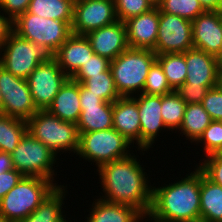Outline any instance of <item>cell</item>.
<instances>
[{
	"instance_id": "obj_24",
	"label": "cell",
	"mask_w": 222,
	"mask_h": 222,
	"mask_svg": "<svg viewBox=\"0 0 222 222\" xmlns=\"http://www.w3.org/2000/svg\"><path fill=\"white\" fill-rule=\"evenodd\" d=\"M64 187V185L57 186L29 216L20 222H68L62 210L67 193Z\"/></svg>"
},
{
	"instance_id": "obj_32",
	"label": "cell",
	"mask_w": 222,
	"mask_h": 222,
	"mask_svg": "<svg viewBox=\"0 0 222 222\" xmlns=\"http://www.w3.org/2000/svg\"><path fill=\"white\" fill-rule=\"evenodd\" d=\"M157 6L161 12L177 15L191 22L205 12L198 0H160Z\"/></svg>"
},
{
	"instance_id": "obj_23",
	"label": "cell",
	"mask_w": 222,
	"mask_h": 222,
	"mask_svg": "<svg viewBox=\"0 0 222 222\" xmlns=\"http://www.w3.org/2000/svg\"><path fill=\"white\" fill-rule=\"evenodd\" d=\"M200 222H222V186L200 170Z\"/></svg>"
},
{
	"instance_id": "obj_4",
	"label": "cell",
	"mask_w": 222,
	"mask_h": 222,
	"mask_svg": "<svg viewBox=\"0 0 222 222\" xmlns=\"http://www.w3.org/2000/svg\"><path fill=\"white\" fill-rule=\"evenodd\" d=\"M57 186L51 180L38 176H24L0 200V214L11 222H20L29 216Z\"/></svg>"
},
{
	"instance_id": "obj_25",
	"label": "cell",
	"mask_w": 222,
	"mask_h": 222,
	"mask_svg": "<svg viewBox=\"0 0 222 222\" xmlns=\"http://www.w3.org/2000/svg\"><path fill=\"white\" fill-rule=\"evenodd\" d=\"M80 107L81 115L77 123L79 133L113 128V103Z\"/></svg>"
},
{
	"instance_id": "obj_50",
	"label": "cell",
	"mask_w": 222,
	"mask_h": 222,
	"mask_svg": "<svg viewBox=\"0 0 222 222\" xmlns=\"http://www.w3.org/2000/svg\"><path fill=\"white\" fill-rule=\"evenodd\" d=\"M151 1L155 6H157L160 2V0H149Z\"/></svg>"
},
{
	"instance_id": "obj_2",
	"label": "cell",
	"mask_w": 222,
	"mask_h": 222,
	"mask_svg": "<svg viewBox=\"0 0 222 222\" xmlns=\"http://www.w3.org/2000/svg\"><path fill=\"white\" fill-rule=\"evenodd\" d=\"M182 180L152 187V205L146 218L154 222H200V169Z\"/></svg>"
},
{
	"instance_id": "obj_26",
	"label": "cell",
	"mask_w": 222,
	"mask_h": 222,
	"mask_svg": "<svg viewBox=\"0 0 222 222\" xmlns=\"http://www.w3.org/2000/svg\"><path fill=\"white\" fill-rule=\"evenodd\" d=\"M75 0H31L28 13L53 20L66 22L70 27L73 23Z\"/></svg>"
},
{
	"instance_id": "obj_46",
	"label": "cell",
	"mask_w": 222,
	"mask_h": 222,
	"mask_svg": "<svg viewBox=\"0 0 222 222\" xmlns=\"http://www.w3.org/2000/svg\"><path fill=\"white\" fill-rule=\"evenodd\" d=\"M215 57H216V60H217L218 68L222 69V45H221L219 53Z\"/></svg>"
},
{
	"instance_id": "obj_16",
	"label": "cell",
	"mask_w": 222,
	"mask_h": 222,
	"mask_svg": "<svg viewBox=\"0 0 222 222\" xmlns=\"http://www.w3.org/2000/svg\"><path fill=\"white\" fill-rule=\"evenodd\" d=\"M89 39L95 54L114 60L129 48L125 22L117 20L115 23L89 32Z\"/></svg>"
},
{
	"instance_id": "obj_41",
	"label": "cell",
	"mask_w": 222,
	"mask_h": 222,
	"mask_svg": "<svg viewBox=\"0 0 222 222\" xmlns=\"http://www.w3.org/2000/svg\"><path fill=\"white\" fill-rule=\"evenodd\" d=\"M24 175L16 169L0 174V200L15 187Z\"/></svg>"
},
{
	"instance_id": "obj_39",
	"label": "cell",
	"mask_w": 222,
	"mask_h": 222,
	"mask_svg": "<svg viewBox=\"0 0 222 222\" xmlns=\"http://www.w3.org/2000/svg\"><path fill=\"white\" fill-rule=\"evenodd\" d=\"M216 86H196L193 84H182L175 91L186 102V104L201 103L209 89Z\"/></svg>"
},
{
	"instance_id": "obj_35",
	"label": "cell",
	"mask_w": 222,
	"mask_h": 222,
	"mask_svg": "<svg viewBox=\"0 0 222 222\" xmlns=\"http://www.w3.org/2000/svg\"><path fill=\"white\" fill-rule=\"evenodd\" d=\"M196 143H203L206 156L216 154L222 147V121L213 120Z\"/></svg>"
},
{
	"instance_id": "obj_29",
	"label": "cell",
	"mask_w": 222,
	"mask_h": 222,
	"mask_svg": "<svg viewBox=\"0 0 222 222\" xmlns=\"http://www.w3.org/2000/svg\"><path fill=\"white\" fill-rule=\"evenodd\" d=\"M157 61L162 66L167 81L174 91L184 84L187 77L185 52L157 54Z\"/></svg>"
},
{
	"instance_id": "obj_34",
	"label": "cell",
	"mask_w": 222,
	"mask_h": 222,
	"mask_svg": "<svg viewBox=\"0 0 222 222\" xmlns=\"http://www.w3.org/2000/svg\"><path fill=\"white\" fill-rule=\"evenodd\" d=\"M114 5L117 19L122 22L143 14L155 6L149 0H114Z\"/></svg>"
},
{
	"instance_id": "obj_27",
	"label": "cell",
	"mask_w": 222,
	"mask_h": 222,
	"mask_svg": "<svg viewBox=\"0 0 222 222\" xmlns=\"http://www.w3.org/2000/svg\"><path fill=\"white\" fill-rule=\"evenodd\" d=\"M212 121L201 103L187 104L180 134L183 133L191 143L196 142Z\"/></svg>"
},
{
	"instance_id": "obj_51",
	"label": "cell",
	"mask_w": 222,
	"mask_h": 222,
	"mask_svg": "<svg viewBox=\"0 0 222 222\" xmlns=\"http://www.w3.org/2000/svg\"><path fill=\"white\" fill-rule=\"evenodd\" d=\"M1 109H2V95L0 93V113H1Z\"/></svg>"
},
{
	"instance_id": "obj_49",
	"label": "cell",
	"mask_w": 222,
	"mask_h": 222,
	"mask_svg": "<svg viewBox=\"0 0 222 222\" xmlns=\"http://www.w3.org/2000/svg\"><path fill=\"white\" fill-rule=\"evenodd\" d=\"M0 222H11V221H8L0 214Z\"/></svg>"
},
{
	"instance_id": "obj_1",
	"label": "cell",
	"mask_w": 222,
	"mask_h": 222,
	"mask_svg": "<svg viewBox=\"0 0 222 222\" xmlns=\"http://www.w3.org/2000/svg\"><path fill=\"white\" fill-rule=\"evenodd\" d=\"M139 163L135 155H130L101 165L97 172L105 195H100V198L132 206L147 217L152 205L153 188L148 185L147 173Z\"/></svg>"
},
{
	"instance_id": "obj_43",
	"label": "cell",
	"mask_w": 222,
	"mask_h": 222,
	"mask_svg": "<svg viewBox=\"0 0 222 222\" xmlns=\"http://www.w3.org/2000/svg\"><path fill=\"white\" fill-rule=\"evenodd\" d=\"M2 14V15H1ZM13 32V21L0 11V49Z\"/></svg>"
},
{
	"instance_id": "obj_33",
	"label": "cell",
	"mask_w": 222,
	"mask_h": 222,
	"mask_svg": "<svg viewBox=\"0 0 222 222\" xmlns=\"http://www.w3.org/2000/svg\"><path fill=\"white\" fill-rule=\"evenodd\" d=\"M173 91L167 81L162 66L156 60L149 69L142 93L162 96Z\"/></svg>"
},
{
	"instance_id": "obj_36",
	"label": "cell",
	"mask_w": 222,
	"mask_h": 222,
	"mask_svg": "<svg viewBox=\"0 0 222 222\" xmlns=\"http://www.w3.org/2000/svg\"><path fill=\"white\" fill-rule=\"evenodd\" d=\"M109 68L110 61L107 58L94 54L81 66V68L71 77V79L78 83H83L86 79L91 77V75L105 72Z\"/></svg>"
},
{
	"instance_id": "obj_45",
	"label": "cell",
	"mask_w": 222,
	"mask_h": 222,
	"mask_svg": "<svg viewBox=\"0 0 222 222\" xmlns=\"http://www.w3.org/2000/svg\"><path fill=\"white\" fill-rule=\"evenodd\" d=\"M205 11H222L221 0H198Z\"/></svg>"
},
{
	"instance_id": "obj_42",
	"label": "cell",
	"mask_w": 222,
	"mask_h": 222,
	"mask_svg": "<svg viewBox=\"0 0 222 222\" xmlns=\"http://www.w3.org/2000/svg\"><path fill=\"white\" fill-rule=\"evenodd\" d=\"M106 103L98 95L89 93V90L80 83V106L105 105Z\"/></svg>"
},
{
	"instance_id": "obj_10",
	"label": "cell",
	"mask_w": 222,
	"mask_h": 222,
	"mask_svg": "<svg viewBox=\"0 0 222 222\" xmlns=\"http://www.w3.org/2000/svg\"><path fill=\"white\" fill-rule=\"evenodd\" d=\"M1 113L28 121L38 109L35 107L27 79L14 76L0 65Z\"/></svg>"
},
{
	"instance_id": "obj_37",
	"label": "cell",
	"mask_w": 222,
	"mask_h": 222,
	"mask_svg": "<svg viewBox=\"0 0 222 222\" xmlns=\"http://www.w3.org/2000/svg\"><path fill=\"white\" fill-rule=\"evenodd\" d=\"M201 104L212 120L222 121V90L218 86L207 91Z\"/></svg>"
},
{
	"instance_id": "obj_14",
	"label": "cell",
	"mask_w": 222,
	"mask_h": 222,
	"mask_svg": "<svg viewBox=\"0 0 222 222\" xmlns=\"http://www.w3.org/2000/svg\"><path fill=\"white\" fill-rule=\"evenodd\" d=\"M138 104L140 120V150L151 148L158 133L167 128L161 116V95L138 94L131 96ZM160 131V132H159Z\"/></svg>"
},
{
	"instance_id": "obj_7",
	"label": "cell",
	"mask_w": 222,
	"mask_h": 222,
	"mask_svg": "<svg viewBox=\"0 0 222 222\" xmlns=\"http://www.w3.org/2000/svg\"><path fill=\"white\" fill-rule=\"evenodd\" d=\"M13 32L30 42L43 45L53 55L72 34L71 27L66 22L40 17L27 11L13 21Z\"/></svg>"
},
{
	"instance_id": "obj_22",
	"label": "cell",
	"mask_w": 222,
	"mask_h": 222,
	"mask_svg": "<svg viewBox=\"0 0 222 222\" xmlns=\"http://www.w3.org/2000/svg\"><path fill=\"white\" fill-rule=\"evenodd\" d=\"M90 210L85 222H139L146 218L132 206L107 202L101 198L93 202Z\"/></svg>"
},
{
	"instance_id": "obj_47",
	"label": "cell",
	"mask_w": 222,
	"mask_h": 222,
	"mask_svg": "<svg viewBox=\"0 0 222 222\" xmlns=\"http://www.w3.org/2000/svg\"><path fill=\"white\" fill-rule=\"evenodd\" d=\"M217 86L222 90V69H219Z\"/></svg>"
},
{
	"instance_id": "obj_28",
	"label": "cell",
	"mask_w": 222,
	"mask_h": 222,
	"mask_svg": "<svg viewBox=\"0 0 222 222\" xmlns=\"http://www.w3.org/2000/svg\"><path fill=\"white\" fill-rule=\"evenodd\" d=\"M27 131V121L0 113V151L11 154Z\"/></svg>"
},
{
	"instance_id": "obj_8",
	"label": "cell",
	"mask_w": 222,
	"mask_h": 222,
	"mask_svg": "<svg viewBox=\"0 0 222 222\" xmlns=\"http://www.w3.org/2000/svg\"><path fill=\"white\" fill-rule=\"evenodd\" d=\"M52 57L53 54L43 45L21 38L15 32L9 35L0 49V65L14 76L24 79H27L40 63Z\"/></svg>"
},
{
	"instance_id": "obj_48",
	"label": "cell",
	"mask_w": 222,
	"mask_h": 222,
	"mask_svg": "<svg viewBox=\"0 0 222 222\" xmlns=\"http://www.w3.org/2000/svg\"><path fill=\"white\" fill-rule=\"evenodd\" d=\"M216 155L222 159V147L216 152Z\"/></svg>"
},
{
	"instance_id": "obj_40",
	"label": "cell",
	"mask_w": 222,
	"mask_h": 222,
	"mask_svg": "<svg viewBox=\"0 0 222 222\" xmlns=\"http://www.w3.org/2000/svg\"><path fill=\"white\" fill-rule=\"evenodd\" d=\"M31 0H0V10L14 21L19 15L24 14Z\"/></svg>"
},
{
	"instance_id": "obj_17",
	"label": "cell",
	"mask_w": 222,
	"mask_h": 222,
	"mask_svg": "<svg viewBox=\"0 0 222 222\" xmlns=\"http://www.w3.org/2000/svg\"><path fill=\"white\" fill-rule=\"evenodd\" d=\"M125 25L130 48L153 50L156 46L159 26L158 6L126 20Z\"/></svg>"
},
{
	"instance_id": "obj_19",
	"label": "cell",
	"mask_w": 222,
	"mask_h": 222,
	"mask_svg": "<svg viewBox=\"0 0 222 222\" xmlns=\"http://www.w3.org/2000/svg\"><path fill=\"white\" fill-rule=\"evenodd\" d=\"M187 77L185 84L217 86L219 68L216 57L199 49L185 52Z\"/></svg>"
},
{
	"instance_id": "obj_38",
	"label": "cell",
	"mask_w": 222,
	"mask_h": 222,
	"mask_svg": "<svg viewBox=\"0 0 222 222\" xmlns=\"http://www.w3.org/2000/svg\"><path fill=\"white\" fill-rule=\"evenodd\" d=\"M197 167L212 182L222 186V159L216 154L206 156Z\"/></svg>"
},
{
	"instance_id": "obj_30",
	"label": "cell",
	"mask_w": 222,
	"mask_h": 222,
	"mask_svg": "<svg viewBox=\"0 0 222 222\" xmlns=\"http://www.w3.org/2000/svg\"><path fill=\"white\" fill-rule=\"evenodd\" d=\"M186 105L176 91L161 96V116L168 130H179Z\"/></svg>"
},
{
	"instance_id": "obj_21",
	"label": "cell",
	"mask_w": 222,
	"mask_h": 222,
	"mask_svg": "<svg viewBox=\"0 0 222 222\" xmlns=\"http://www.w3.org/2000/svg\"><path fill=\"white\" fill-rule=\"evenodd\" d=\"M47 111L60 120L77 124L81 115L80 83L69 78L61 87Z\"/></svg>"
},
{
	"instance_id": "obj_20",
	"label": "cell",
	"mask_w": 222,
	"mask_h": 222,
	"mask_svg": "<svg viewBox=\"0 0 222 222\" xmlns=\"http://www.w3.org/2000/svg\"><path fill=\"white\" fill-rule=\"evenodd\" d=\"M113 128L138 145L140 150V120L138 104L132 97H120L113 102ZM135 141V142H134Z\"/></svg>"
},
{
	"instance_id": "obj_15",
	"label": "cell",
	"mask_w": 222,
	"mask_h": 222,
	"mask_svg": "<svg viewBox=\"0 0 222 222\" xmlns=\"http://www.w3.org/2000/svg\"><path fill=\"white\" fill-rule=\"evenodd\" d=\"M195 49L216 56L222 45V11H205L192 21Z\"/></svg>"
},
{
	"instance_id": "obj_3",
	"label": "cell",
	"mask_w": 222,
	"mask_h": 222,
	"mask_svg": "<svg viewBox=\"0 0 222 222\" xmlns=\"http://www.w3.org/2000/svg\"><path fill=\"white\" fill-rule=\"evenodd\" d=\"M156 60L157 54L153 50L129 47L110 61L111 73L119 95L131 97L136 93L141 94L149 69Z\"/></svg>"
},
{
	"instance_id": "obj_13",
	"label": "cell",
	"mask_w": 222,
	"mask_h": 222,
	"mask_svg": "<svg viewBox=\"0 0 222 222\" xmlns=\"http://www.w3.org/2000/svg\"><path fill=\"white\" fill-rule=\"evenodd\" d=\"M117 20L114 0H75L71 31L87 35Z\"/></svg>"
},
{
	"instance_id": "obj_6",
	"label": "cell",
	"mask_w": 222,
	"mask_h": 222,
	"mask_svg": "<svg viewBox=\"0 0 222 222\" xmlns=\"http://www.w3.org/2000/svg\"><path fill=\"white\" fill-rule=\"evenodd\" d=\"M132 143L114 128L79 133V147L76 155L88 162L101 165L130 156ZM128 149V150H127Z\"/></svg>"
},
{
	"instance_id": "obj_44",
	"label": "cell",
	"mask_w": 222,
	"mask_h": 222,
	"mask_svg": "<svg viewBox=\"0 0 222 222\" xmlns=\"http://www.w3.org/2000/svg\"><path fill=\"white\" fill-rule=\"evenodd\" d=\"M13 169L11 154L0 151V174Z\"/></svg>"
},
{
	"instance_id": "obj_5",
	"label": "cell",
	"mask_w": 222,
	"mask_h": 222,
	"mask_svg": "<svg viewBox=\"0 0 222 222\" xmlns=\"http://www.w3.org/2000/svg\"><path fill=\"white\" fill-rule=\"evenodd\" d=\"M28 131L56 155L62 152L77 153L79 132L77 124L60 120L47 110H38L28 121Z\"/></svg>"
},
{
	"instance_id": "obj_9",
	"label": "cell",
	"mask_w": 222,
	"mask_h": 222,
	"mask_svg": "<svg viewBox=\"0 0 222 222\" xmlns=\"http://www.w3.org/2000/svg\"><path fill=\"white\" fill-rule=\"evenodd\" d=\"M14 169L24 176H38L54 183V166L57 156L41 141L35 139L29 131L11 153Z\"/></svg>"
},
{
	"instance_id": "obj_12",
	"label": "cell",
	"mask_w": 222,
	"mask_h": 222,
	"mask_svg": "<svg viewBox=\"0 0 222 222\" xmlns=\"http://www.w3.org/2000/svg\"><path fill=\"white\" fill-rule=\"evenodd\" d=\"M193 46L192 22L159 10L156 54L184 53Z\"/></svg>"
},
{
	"instance_id": "obj_11",
	"label": "cell",
	"mask_w": 222,
	"mask_h": 222,
	"mask_svg": "<svg viewBox=\"0 0 222 222\" xmlns=\"http://www.w3.org/2000/svg\"><path fill=\"white\" fill-rule=\"evenodd\" d=\"M68 79L54 57L40 63L27 78L35 107L38 110H47Z\"/></svg>"
},
{
	"instance_id": "obj_18",
	"label": "cell",
	"mask_w": 222,
	"mask_h": 222,
	"mask_svg": "<svg viewBox=\"0 0 222 222\" xmlns=\"http://www.w3.org/2000/svg\"><path fill=\"white\" fill-rule=\"evenodd\" d=\"M86 35L71 34L53 57L61 70L71 78L94 55Z\"/></svg>"
},
{
	"instance_id": "obj_31",
	"label": "cell",
	"mask_w": 222,
	"mask_h": 222,
	"mask_svg": "<svg viewBox=\"0 0 222 222\" xmlns=\"http://www.w3.org/2000/svg\"><path fill=\"white\" fill-rule=\"evenodd\" d=\"M82 84L89 90V93L98 95L105 102L113 103L121 97L116 89L110 68L105 72L91 75Z\"/></svg>"
}]
</instances>
